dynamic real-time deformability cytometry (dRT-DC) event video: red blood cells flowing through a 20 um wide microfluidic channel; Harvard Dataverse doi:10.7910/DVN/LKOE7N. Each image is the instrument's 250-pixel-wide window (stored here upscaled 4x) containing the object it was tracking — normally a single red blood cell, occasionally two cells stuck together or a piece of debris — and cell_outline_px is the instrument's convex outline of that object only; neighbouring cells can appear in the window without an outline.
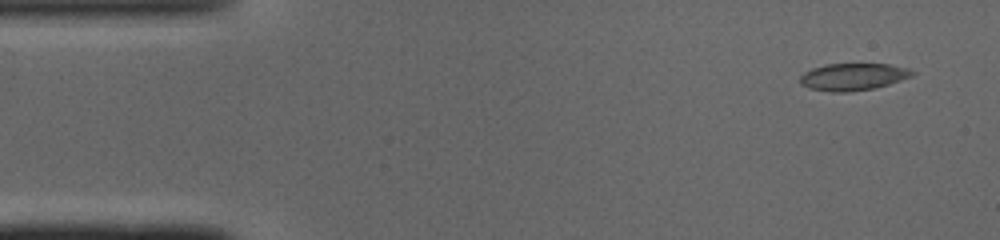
{"species": "common noctule bat (a hibernating species)", "species_latin": "Nyctalus noctula", "temperature_condition": "cold", "stored_images_in_passage": 46, "camera_frame_rate_fps": 3000, "um_per_image_px": 0.085, "animal": {"sex": "male", "body_mass_g": 19.0, "forearm_length_mm": 50.8}, "frame": {"image": 1, "passage_image": 1, "time_ms": 0.0, "image_size_px": [1000, 240], "cell_outline_px": [[916, 72], [912, 76], [876, 88], [848, 92], [832, 92], [808, 88], [800, 84], [800, 76], [804, 72], [812, 68], [824, 64], [888, 64], [908, 68]], "centroid_in_image_um": [72.49, 6.53], "position_along_channel_um": 12.5, "area_um2": 17.8}}
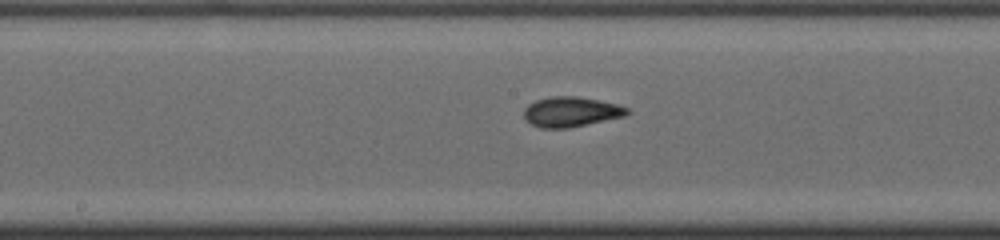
{"frame": {"image": 2, "passage_image": 22, "time_ms": 7.0, "image_size_px": [1000, 240], "cell_outline_px": [[632, 112], [624, 116], [568, 128], [540, 128], [532, 124], [524, 116], [524, 108], [528, 104], [536, 100], [552, 96], [576, 96], [616, 104], [628, 108]], "centroid_in_image_um": [48.53, 9.5], "position_along_channel_um": 199.7, "area_um2": 17.86}}
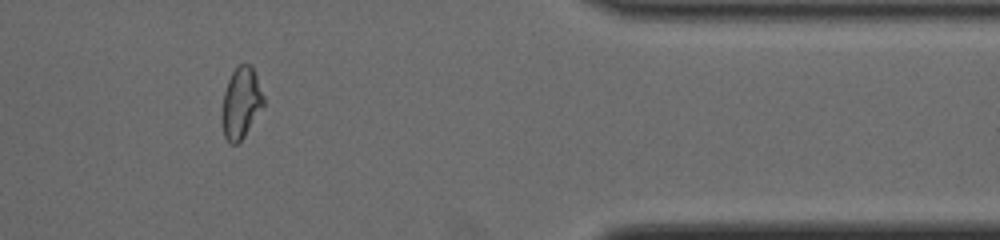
{"frame": {"image": 3, "passage_image": 38, "time_ms": 12.333, "image_size_px": [1000, 240], "cell_outline_px": [[264, 104], [244, 136], [236, 144], [228, 144], [224, 136], [220, 116], [224, 92], [228, 80], [232, 72], [240, 64], [252, 64], [264, 96]], "centroid_in_image_um": [20.46, 8.75], "position_along_channel_um": 390.9, "area_um2": 17.34}, "authors_computed_cell_mechanics": {"area_um2": 17.8602, "velocity_mm_per_s": 4.1089, "shape_relaxation_time_tau1_ms": 4.479, "shape_relaxation_time_tau2_ms": 2.2525, "deformation_change_tau1": 0.1493, "deformation_change_tau2": 0.0751}}